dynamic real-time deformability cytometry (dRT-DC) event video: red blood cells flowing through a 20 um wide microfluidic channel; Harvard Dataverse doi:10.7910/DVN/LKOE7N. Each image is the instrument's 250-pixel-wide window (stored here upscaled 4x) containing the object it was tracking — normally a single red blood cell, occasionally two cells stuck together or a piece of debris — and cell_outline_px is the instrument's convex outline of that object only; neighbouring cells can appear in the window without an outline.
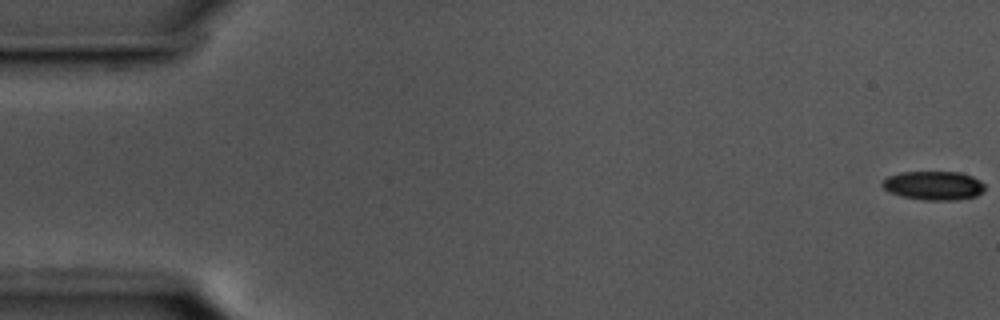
{"species": "common noctule bat (a hibernating species)", "species_latin": "Nyctalus noctula", "temperature_condition": "cold", "stored_images_in_passage": 57, "camera_frame_rate_fps": 3000, "um_per_image_px": 0.085, "animal": {"sex": "male", "body_mass_g": 17.5, "forearm_length_mm": 52.3}, "frame": {"image": 1, "passage_image": 1, "time_ms": 0.0, "image_size_px": [1000, 320], "cell_outline_px": [[984, 188], [976, 196], [956, 200], [924, 200], [900, 196], [888, 192], [880, 184], [888, 176], [900, 172], [960, 172], [972, 176], [980, 180], [984, 184]], "centroid_in_image_um": [79.33, 15.77], "position_along_channel_um": 5.7, "area_um2": 17.28}}
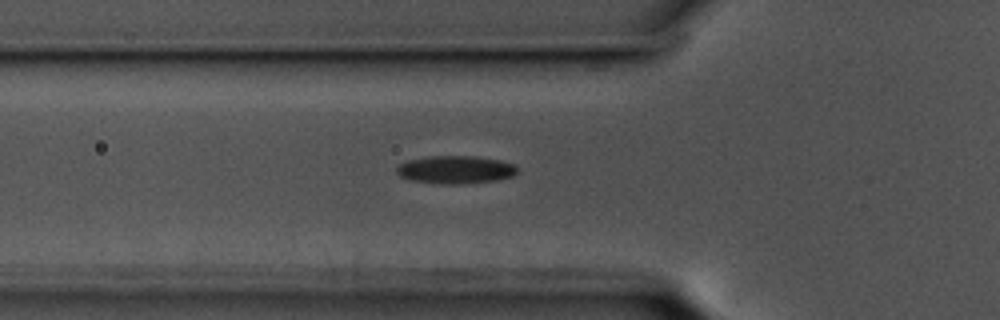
{"frame": {"image": 2, "passage_image": 20, "time_ms": 6.333, "image_size_px": [1000, 320], "cell_outline_px": [[516, 172], [512, 176], [496, 180], [456, 184], [440, 184], [412, 180], [400, 176], [396, 172], [396, 168], [400, 164], [408, 160], [432, 156], [476, 156], [500, 160], [512, 164], [516, 168]], "centroid_in_image_um": [38.69, 14.42], "position_along_channel_um": 87.1, "area_um2": 19.36}}
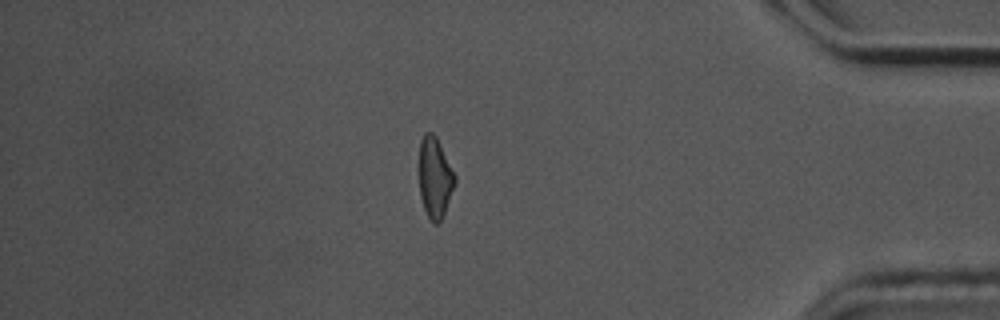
{"frame": {"image": 3, "passage_image": 49, "time_ms": 16.0, "image_size_px": [1000, 320], "cell_outline_px": [[456, 180], [444, 212], [440, 220], [436, 224], [432, 224], [428, 220], [420, 196], [416, 164], [420, 140], [424, 132], [432, 132], [436, 136], [456, 176]], "centroid_in_image_um": [36.89, 15.05], "position_along_channel_um": 398.3, "area_um2": 17.4}, "authors_computed_cell_mechanics": {"area_um2": 17.9758, "velocity_mm_per_s": 3.5979, "shape_relaxation_time_tau1_ms": 3.4388, "shape_relaxation_time_tau2_ms": null, "deformation_change_tau1": 0.1189, "deformation_change_tau2": null}}